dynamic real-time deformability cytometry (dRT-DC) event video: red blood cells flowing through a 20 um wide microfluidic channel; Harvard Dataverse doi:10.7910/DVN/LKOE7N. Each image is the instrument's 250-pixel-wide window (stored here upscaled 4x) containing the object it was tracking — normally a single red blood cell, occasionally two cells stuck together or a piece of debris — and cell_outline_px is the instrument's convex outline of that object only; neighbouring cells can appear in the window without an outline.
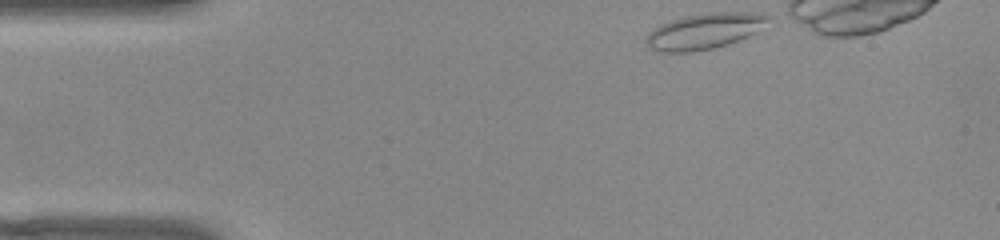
{"species": "common noctule bat (a hibernating species)", "species_latin": "Nyctalus noctula", "temperature_condition": "warm", "stored_images_in_passage": 36, "camera_frame_rate_fps": 3000, "um_per_image_px": 0.085, "animal": {"sex": "female", "body_mass_g": 22.0, "forearm_length_mm": 56.7}, "frame": {"image": 1, "passage_image": 1, "time_ms": 0.0, "image_size_px": [1000, 240], "cell_outline_px": [[768, 20], [756, 32], [748, 36], [728, 44], [716, 48], [692, 52], [660, 52], [648, 48], [644, 40], [648, 32], [652, 28], [660, 24], [684, 16], [712, 12], [756, 12], [768, 16]], "centroid_in_image_um": [59.8, 2.66], "position_along_channel_um": 25.2, "area_um2": 25.55}}
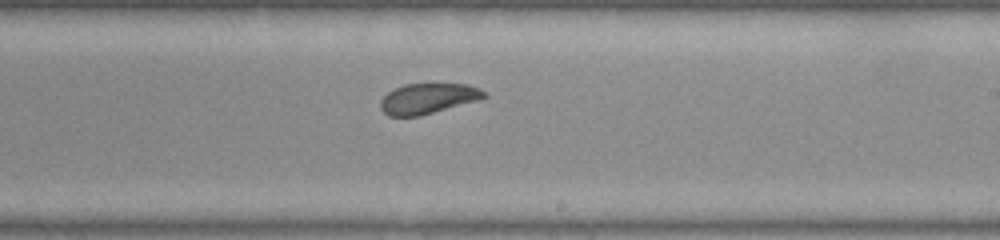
{"frame": {"image": 2, "passage_image": 24, "time_ms": 7.667, "image_size_px": [1000, 240], "cell_outline_px": [[488, 96], [480, 100], [420, 116], [388, 116], [380, 108], [380, 100], [388, 92], [404, 84], [468, 84], [480, 88]], "centroid_in_image_um": [36.39, 8.38], "position_along_channel_um": 252.6, "area_um2": 18.44}}
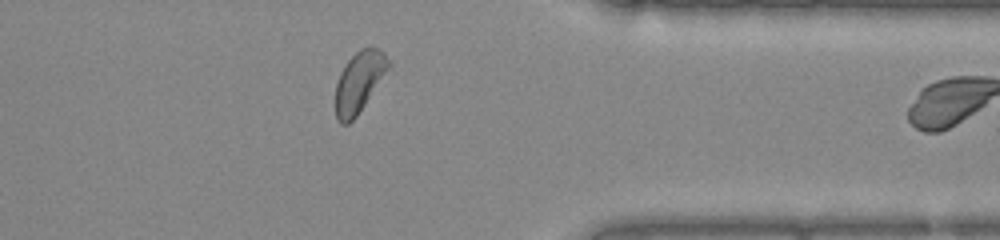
{"frame": {"image": 3, "passage_image": 35, "time_ms": 11.333, "image_size_px": [1000, 240], "cell_outline_px": [[392, 64], [356, 116], [348, 124], [340, 124], [336, 120], [336, 84], [340, 72], [344, 64], [360, 48], [368, 44], [372, 44], [384, 52], [392, 60]], "centroid_in_image_um": [30.55, 6.89], "position_along_channel_um": 380.8, "area_um2": 19.02}}